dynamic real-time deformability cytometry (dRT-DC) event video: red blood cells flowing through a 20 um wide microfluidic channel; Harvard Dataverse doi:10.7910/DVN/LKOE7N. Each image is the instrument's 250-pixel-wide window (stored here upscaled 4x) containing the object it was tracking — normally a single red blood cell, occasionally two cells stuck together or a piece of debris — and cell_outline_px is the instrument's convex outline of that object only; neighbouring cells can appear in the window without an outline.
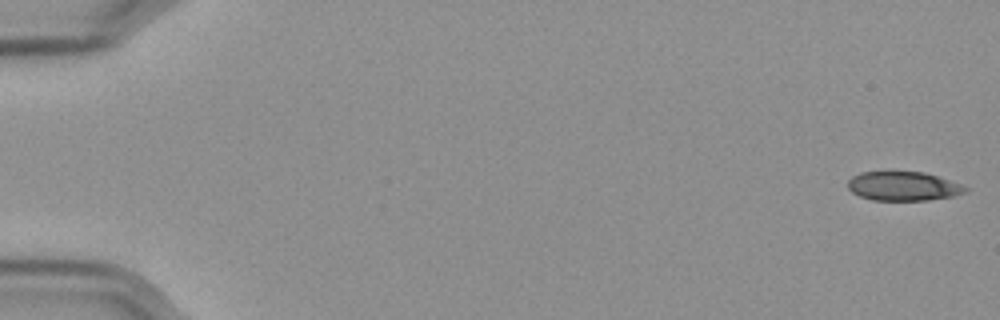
{"species": "Egyptian fruit bat (a non-hibernating species)", "species_latin": "Rousettus aegyptiacus", "temperature_condition": "cold", "stored_images_in_passage": 57, "camera_frame_rate_fps": 3000, "um_per_image_px": 0.085, "frame": {"image": 1, "passage_image": 1, "time_ms": 0.0, "image_size_px": [1000, 320], "cell_outline_px": [[968, 192], [952, 196], [928, 200], [872, 200], [860, 196], [852, 192], [848, 188], [848, 180], [852, 176], [860, 172], [924, 172], [960, 184], [968, 188]], "centroid_in_image_um": [76.76, 15.83], "position_along_channel_um": 8.2, "area_um2": 19.77}}
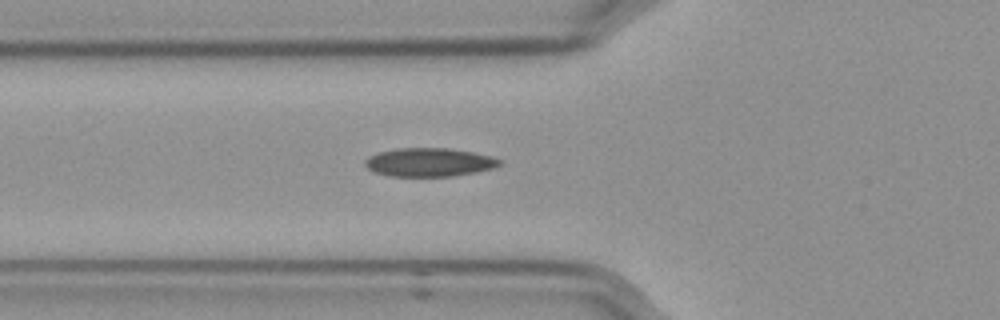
{"frame": {"image": 2, "passage_image": 21, "time_ms": 6.667, "image_size_px": [1000, 320], "cell_outline_px": [[504, 164], [492, 168], [476, 172], [452, 176], [388, 176], [376, 172], [368, 168], [364, 164], [364, 160], [368, 156], [380, 152], [396, 148], [448, 148], [472, 152], [492, 156], [504, 160]], "centroid_in_image_um": [36.52, 13.79], "position_along_channel_um": 89.3, "area_um2": 22.48}}
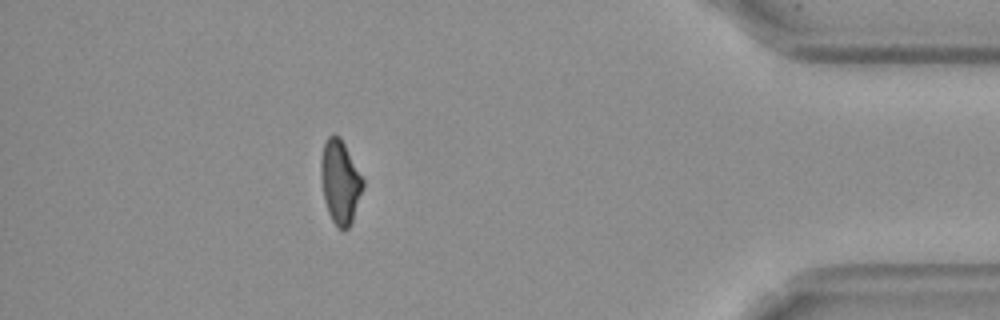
{"frame": {"image": 3, "passage_image": 51, "time_ms": 16.667, "image_size_px": [1000, 320], "cell_outline_px": [[364, 188], [352, 220], [348, 228], [344, 232], [336, 228], [328, 212], [324, 200], [320, 176], [320, 160], [324, 144], [328, 136], [332, 132], [340, 136], [364, 180]], "centroid_in_image_um": [28.9, 15.47], "position_along_channel_um": 406.3, "area_um2": 20.75}, "authors_computed_cell_mechanics": {"area_um2": 21.675, "velocity_mm_per_s": 3.58, "shape_relaxation_time_tau1_ms": 8.9475, "shape_relaxation_time_tau2_ms": 3.8502, "deformation_change_tau1": 0.1858, "deformation_change_tau2": 0.103}}